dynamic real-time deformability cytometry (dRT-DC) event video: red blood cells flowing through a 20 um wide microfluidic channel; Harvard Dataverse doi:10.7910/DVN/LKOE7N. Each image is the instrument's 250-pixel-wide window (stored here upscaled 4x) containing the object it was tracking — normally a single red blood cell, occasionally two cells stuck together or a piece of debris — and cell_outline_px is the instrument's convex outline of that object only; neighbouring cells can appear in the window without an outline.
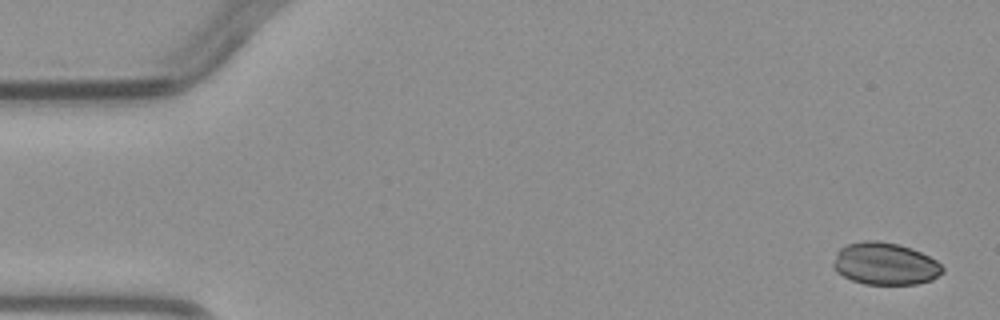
{"species": "common noctule bat (a hibernating species)", "species_latin": "Nyctalus noctula", "temperature_condition": "warm", "stored_images_in_passage": 4, "camera_frame_rate_fps": 3000, "um_per_image_px": 0.085, "animal": {"sex": "male", "body_mass_g": 23.1, "forearm_length_mm": 52.7}, "frame": {"image": 1, "passage_image": 1, "time_ms": 0.0, "image_size_px": [1000, 320], "cell_outline_px": [[944, 272], [932, 280], [916, 284], [864, 284], [852, 280], [836, 272], [832, 264], [836, 252], [840, 248], [848, 244], [864, 240], [876, 240], [896, 244], [912, 248], [936, 260], [944, 268]], "centroid_in_image_um": [75.22, 22.42], "position_along_channel_um": 9.8, "area_um2": 26.93}}
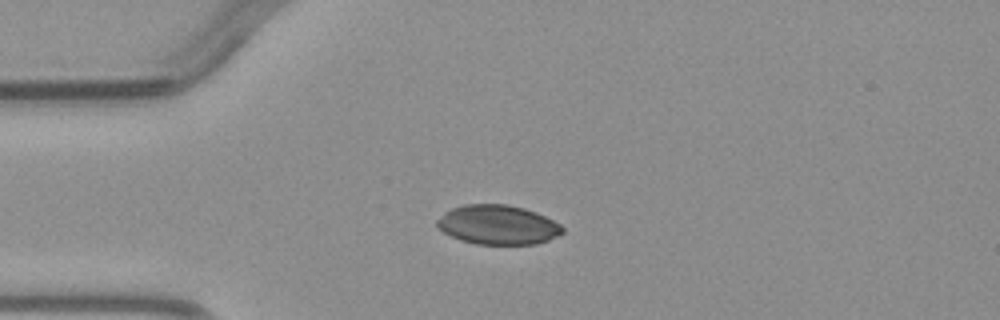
{"frame": {"image": 2, "passage_image": 4, "time_ms": 3.333, "image_size_px": [1000, 320], "cell_outline_px": [[564, 232], [548, 240], [536, 244], [476, 244], [460, 240], [436, 228], [436, 220], [444, 212], [452, 208], [464, 204], [508, 204], [524, 208], [536, 212], [560, 224], [564, 228]], "centroid_in_image_um": [42.29, 19.1], "position_along_channel_um": 42.7, "area_um2": 28.9}}